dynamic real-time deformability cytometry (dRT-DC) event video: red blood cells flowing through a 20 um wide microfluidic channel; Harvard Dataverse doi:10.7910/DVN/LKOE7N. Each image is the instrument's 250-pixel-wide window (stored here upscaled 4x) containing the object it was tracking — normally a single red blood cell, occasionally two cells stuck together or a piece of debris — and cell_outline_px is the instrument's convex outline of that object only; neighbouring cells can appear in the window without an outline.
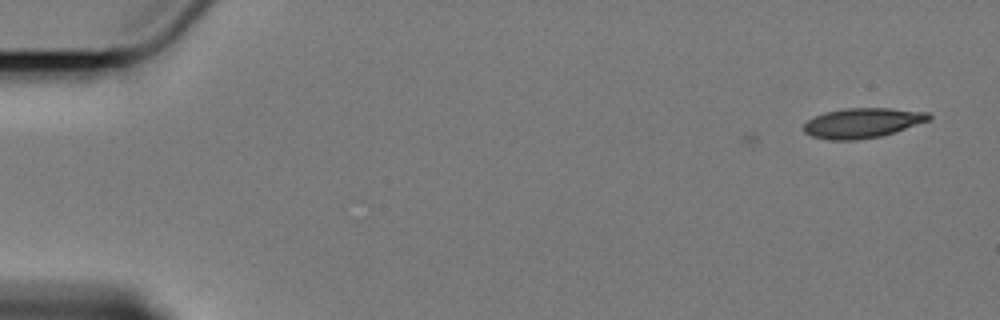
{"species": "Egyptian fruit bat (a non-hibernating species)", "species_latin": "Rousettus aegyptiacus", "temperature_condition": "cold", "stored_images_in_passage": 4, "camera_frame_rate_fps": 3000, "um_per_image_px": 0.085, "animal": {"sex": "female"}, "frame": {"image": 1, "passage_image": 1, "time_ms": 0.0, "image_size_px": [1000, 320], "cell_outline_px": [[932, 116], [928, 120], [880, 136], [856, 140], [828, 140], [812, 136], [804, 132], [804, 124], [808, 120], [824, 112], [844, 108], [888, 108], [928, 112]], "centroid_in_image_um": [73.26, 10.44], "position_along_channel_um": 11.7, "area_um2": 21.5}}